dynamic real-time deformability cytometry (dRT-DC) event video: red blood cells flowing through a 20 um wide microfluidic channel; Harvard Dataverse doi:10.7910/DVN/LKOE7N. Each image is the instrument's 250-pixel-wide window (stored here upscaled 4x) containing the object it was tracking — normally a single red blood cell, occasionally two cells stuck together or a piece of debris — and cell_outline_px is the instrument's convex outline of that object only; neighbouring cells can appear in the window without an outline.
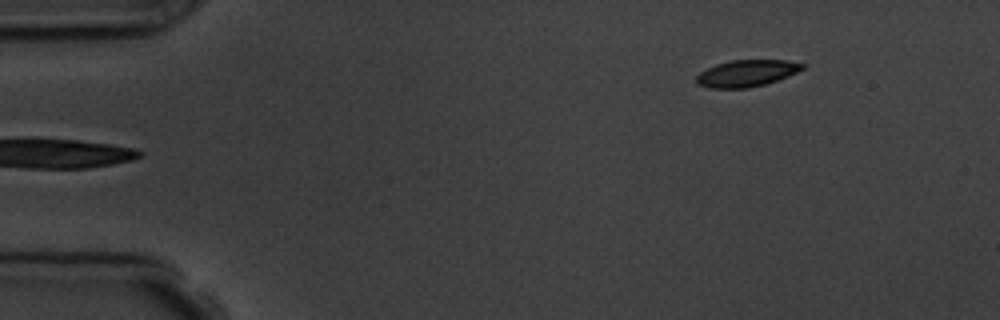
{"species": "common noctule bat (a hibernating species)", "species_latin": "Nyctalus noctula", "temperature_condition": "room temperature", "stored_images_in_passage": 5, "segment_of_instrument_passage": [2, 2], "camera_frame_rate_fps": 3000, "um_per_image_px": 0.085, "animal": {"sex": "male", "body_mass_g": 19.5, "forearm_length_mm": 54.6}, "frame": {"image": 1, "passage_image": 5, "time_ms": 5.333, "image_size_px": [1000, 320], "cell_outline_px": [[808, 64], [804, 68], [788, 76], [764, 84], [748, 88], [712, 88], [696, 84], [696, 76], [700, 72], [716, 64], [732, 60], [784, 60]], "centroid_in_image_um": [63.46, 6.22], "position_along_channel_um": 21.5, "area_um2": 16.42}}